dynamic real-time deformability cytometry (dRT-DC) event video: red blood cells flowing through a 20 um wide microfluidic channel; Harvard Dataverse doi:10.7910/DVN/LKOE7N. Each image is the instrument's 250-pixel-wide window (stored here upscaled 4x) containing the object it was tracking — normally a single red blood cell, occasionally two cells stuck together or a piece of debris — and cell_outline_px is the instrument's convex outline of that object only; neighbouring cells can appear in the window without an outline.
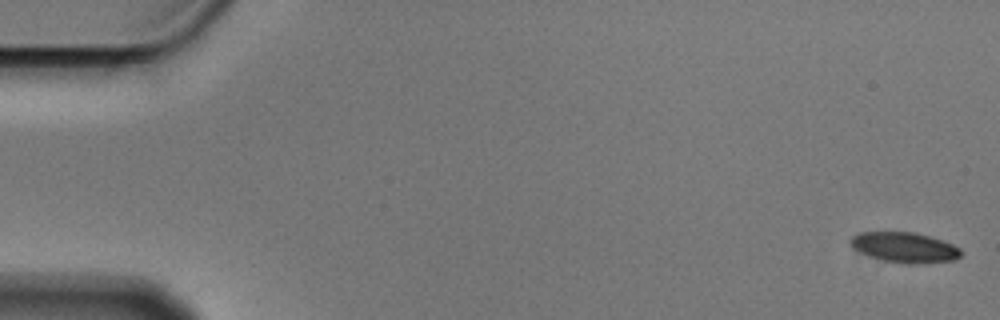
{"species": "Egyptian fruit bat (a non-hibernating species)", "species_latin": "Rousettus aegyptiacus", "temperature_condition": "cold", "stored_images_in_passage": 4, "camera_frame_rate_fps": 3000, "um_per_image_px": 0.085, "animal": {"sex": "male"}, "frame": {"image": 1, "passage_image": 1, "time_ms": 0.0, "image_size_px": [1000, 320], "cell_outline_px": [[960, 256], [952, 260], [908, 264], [884, 260], [872, 256], [852, 248], [848, 240], [852, 236], [860, 232], [912, 232], [928, 236], [952, 244], [960, 248]], "centroid_in_image_um": [76.84, 21.01], "position_along_channel_um": 8.2, "area_um2": 19.02}}